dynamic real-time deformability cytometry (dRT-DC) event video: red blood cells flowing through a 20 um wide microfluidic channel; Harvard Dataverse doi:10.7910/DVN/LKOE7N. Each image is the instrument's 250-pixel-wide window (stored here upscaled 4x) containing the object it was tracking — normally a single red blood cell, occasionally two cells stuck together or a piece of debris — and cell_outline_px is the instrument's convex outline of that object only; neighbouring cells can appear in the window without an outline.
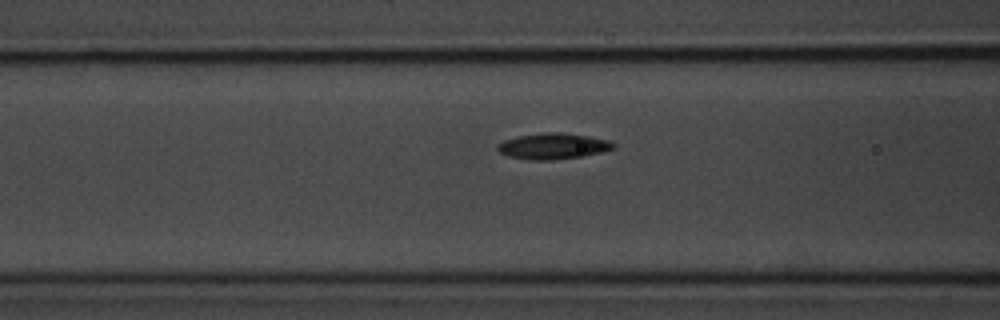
{"species": "common noctule bat (a hibernating species)", "species_latin": "Nyctalus noctula", "temperature_condition": "room temperature", "stored_images_in_passage": 6, "camera_frame_rate_fps": 3000, "um_per_image_px": 0.085, "animal": {"sex": "male", "body_mass_g": 20.1, "forearm_length_mm": 53.5}, "frame": {"image": 1, "passage_image": 6, "time_ms": 6.0, "image_size_px": [1000, 320], "cell_outline_px": [[616, 148], [584, 156], [552, 160], [532, 160], [508, 156], [500, 152], [496, 148], [496, 144], [504, 140], [516, 136], [544, 132], [556, 132], [588, 136], [608, 140], [616, 144]], "centroid_in_image_um": [46.99, 12.42], "position_along_channel_um": 119.6, "area_um2": 17.57}}